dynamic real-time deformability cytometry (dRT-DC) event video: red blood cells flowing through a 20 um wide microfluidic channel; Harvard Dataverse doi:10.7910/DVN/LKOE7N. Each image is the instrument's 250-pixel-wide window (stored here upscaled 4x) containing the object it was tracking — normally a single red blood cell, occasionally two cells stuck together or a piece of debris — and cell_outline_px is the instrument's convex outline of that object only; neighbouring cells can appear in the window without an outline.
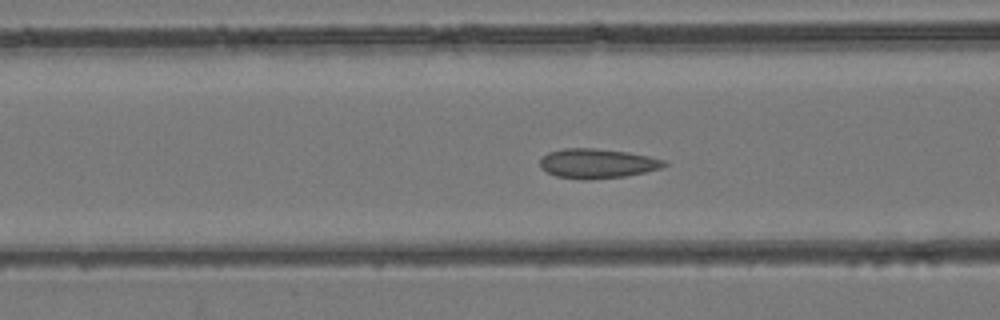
{"species": "common noctule bat (a hibernating species)", "species_latin": "Nyctalus noctula", "temperature_condition": "room temperature", "stored_images_in_passage": 43, "camera_frame_rate_fps": 3000, "um_per_image_px": 0.085, "animal": {"sex": "female", "body_mass_g": 24.6, "forearm_length_mm": 56.2}, "frame": {"image": 1, "passage_image": 12, "time_ms": 3.667, "image_size_px": [1000, 320], "cell_outline_px": [[668, 164], [660, 168], [644, 172], [624, 176], [588, 180], [584, 180], [556, 176], [540, 168], [540, 160], [548, 152], [564, 148], [596, 148], [628, 152], [648, 156], [664, 160]], "centroid_in_image_um": [50.74, 13.89], "position_along_channel_um": 115.9, "area_um2": 21.33}}
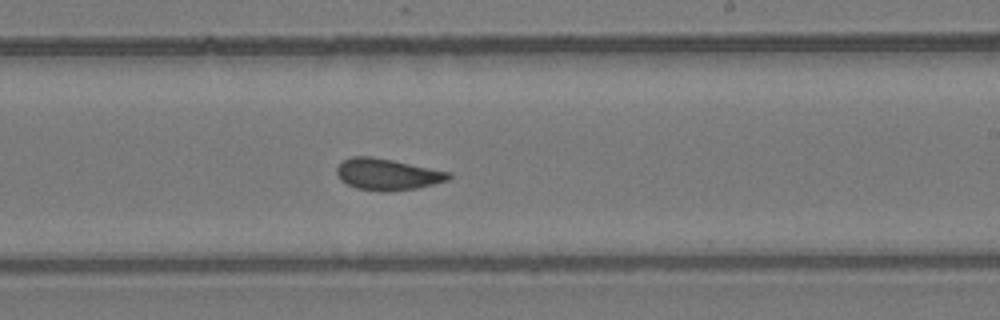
{"frame": {"image": 2, "passage_image": 22, "time_ms": 7.0, "image_size_px": [1000, 320], "cell_outline_px": [[452, 176], [448, 180], [416, 188], [356, 188], [340, 180], [336, 172], [336, 168], [344, 160], [352, 156], [372, 156], [452, 172]], "centroid_in_image_um": [32.93, 14.76], "position_along_channel_um": 256.1, "area_um2": 19.59}}
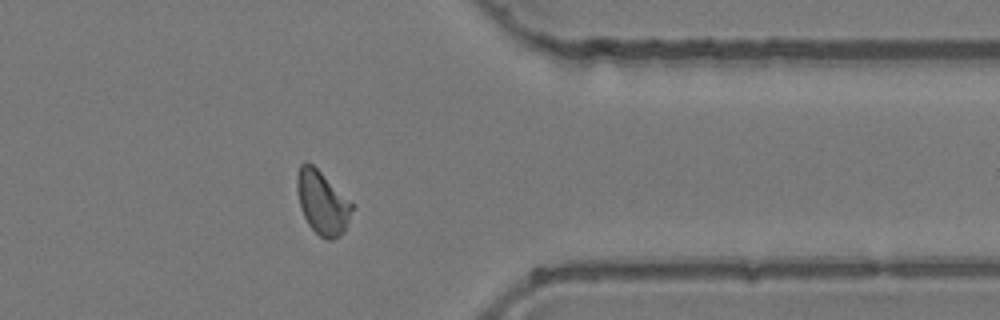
{"frame": {"image": 3, "passage_image": 32, "time_ms": 10.333, "image_size_px": [1000, 320], "cell_outline_px": [[356, 204], [344, 232], [340, 236], [332, 240], [328, 240], [320, 236], [308, 224], [300, 208], [296, 188], [296, 176], [300, 164], [304, 160], [308, 160]], "centroid_in_image_um": [27.42, 17.19], "position_along_channel_um": 384.0, "area_um2": 20.92}}